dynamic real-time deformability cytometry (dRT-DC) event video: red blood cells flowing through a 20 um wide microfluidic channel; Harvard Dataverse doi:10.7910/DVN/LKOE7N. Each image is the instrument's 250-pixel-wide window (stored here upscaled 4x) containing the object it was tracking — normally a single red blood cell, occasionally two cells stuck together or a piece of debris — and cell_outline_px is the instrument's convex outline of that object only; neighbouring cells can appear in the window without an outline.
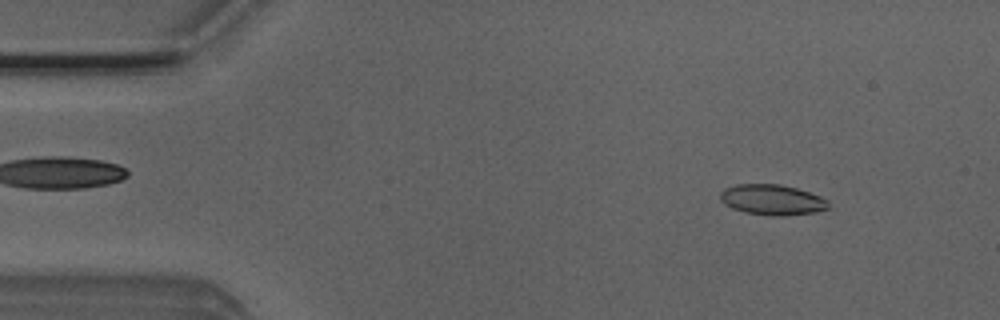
{"species": "Egyptian fruit bat (a non-hibernating species)", "species_latin": "Rousettus aegyptiacus", "temperature_condition": "room temperature", "stored_images_in_passage": 50, "camera_frame_rate_fps": 3000, "um_per_image_px": 0.085, "animal": {"sex": "male"}, "frame": {"image": 1, "passage_image": 5, "time_ms": 1.333, "image_size_px": [1000, 320], "cell_outline_px": [[828, 208], [816, 212], [780, 216], [772, 216], [744, 212], [732, 208], [724, 204], [720, 200], [720, 192], [724, 188], [736, 184], [780, 184], [796, 188], [820, 196], [828, 200]], "centroid_in_image_um": [65.6, 16.98], "position_along_channel_um": 19.4, "area_um2": 19.25}}
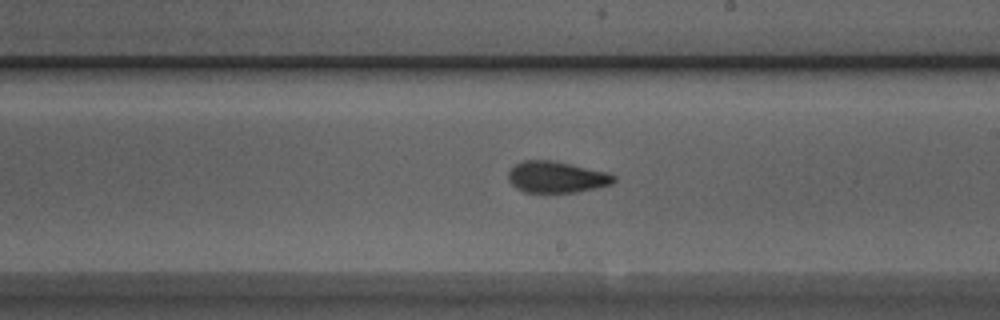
{"frame": {"image": 2, "passage_image": 28, "time_ms": 9.0, "image_size_px": [1000, 320], "cell_outline_px": [[616, 180], [612, 184], [580, 192], [524, 192], [516, 188], [508, 180], [508, 172], [516, 164], [524, 160], [552, 160], [608, 172], [616, 176]], "centroid_in_image_um": [47.32, 15.05], "position_along_channel_um": 241.7, "area_um2": 19.36}}
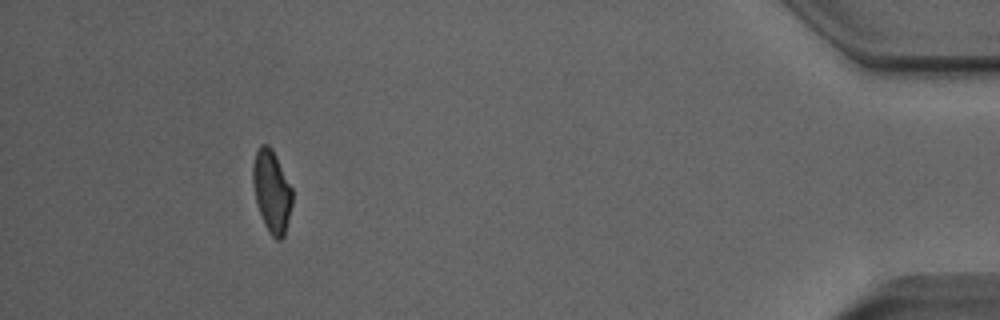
{"frame": {"image": 3, "passage_image": 46, "time_ms": 15.0, "image_size_px": [1000, 320], "cell_outline_px": [[292, 204], [284, 236], [280, 240], [276, 240], [272, 236], [264, 224], [256, 200], [252, 180], [252, 168], [256, 152], [260, 144], [268, 144], [272, 148], [292, 188]], "centroid_in_image_um": [23.1, 16.25], "position_along_channel_um": 412.1, "area_um2": 18.73}, "authors_computed_cell_mechanics": {"area_um2": 19.3052, "velocity_mm_per_s": 3.9725, "shape_relaxation_time_tau1_ms": 4.0616, "shape_relaxation_time_tau2_ms": 1.6988, "deformation_change_tau1": 0.171, "deformation_change_tau2": 0.0942}}